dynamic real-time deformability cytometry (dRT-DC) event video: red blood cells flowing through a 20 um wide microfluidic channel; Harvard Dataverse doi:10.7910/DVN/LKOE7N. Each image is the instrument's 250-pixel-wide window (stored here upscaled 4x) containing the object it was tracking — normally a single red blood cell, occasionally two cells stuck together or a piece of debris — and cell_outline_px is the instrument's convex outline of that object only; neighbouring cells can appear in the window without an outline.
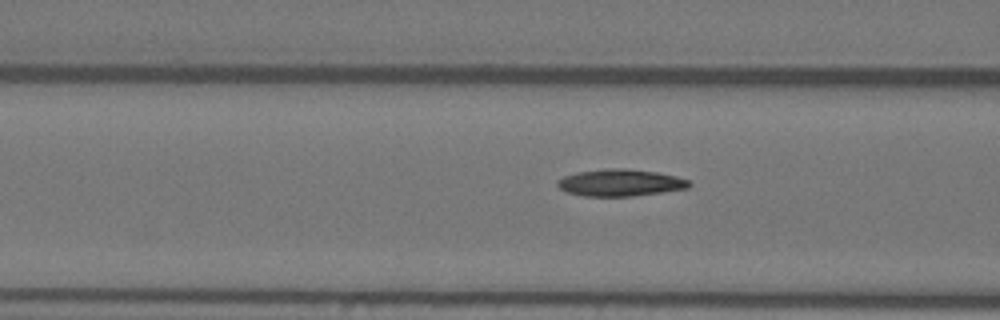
{"species": "Egyptian fruit bat (a non-hibernating species)", "species_latin": "Rousettus aegyptiacus", "temperature_condition": "warm", "stored_images_in_passage": 41, "camera_frame_rate_fps": 3000, "um_per_image_px": 0.085, "animal": {"sex": "female"}, "frame": {"image": 1, "passage_image": 10, "time_ms": 3.0, "image_size_px": [1000, 320], "cell_outline_px": [[692, 184], [688, 188], [632, 196], [584, 196], [568, 192], [560, 188], [556, 184], [556, 180], [564, 176], [576, 172], [604, 168], [624, 168], [656, 172], [676, 176], [688, 180]], "centroid_in_image_um": [52.69, 15.52], "position_along_channel_um": 113.9, "area_um2": 20.63}}
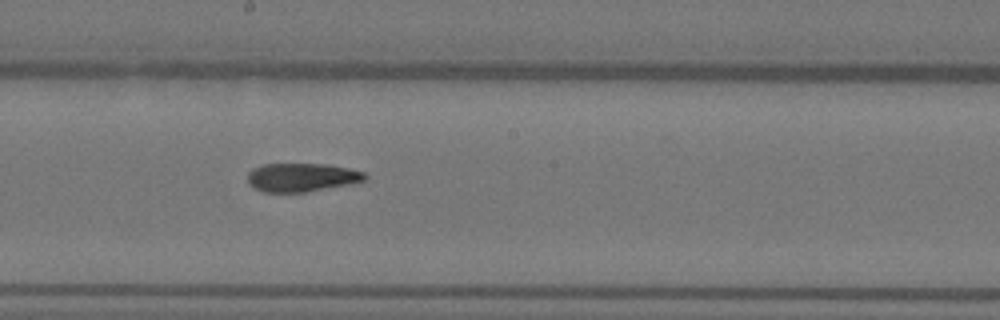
{"frame": {"image": 2, "passage_image": 19, "time_ms": 6.0, "image_size_px": [1000, 320], "cell_outline_px": [[368, 176], [364, 180], [352, 184], [304, 192], [264, 192], [248, 184], [248, 172], [252, 168], [264, 164], [328, 164], [348, 168], [364, 172]], "centroid_in_image_um": [25.65, 15.07], "position_along_channel_um": 222.6, "area_um2": 19.54}}
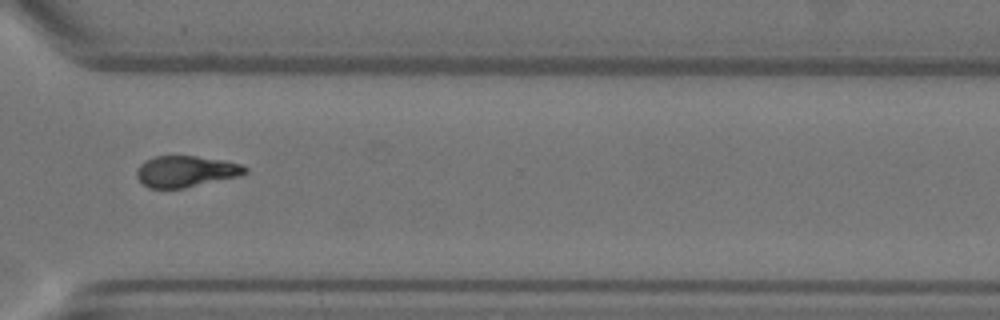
{"frame": {"image": 3, "passage_image": 30, "time_ms": 9.667, "image_size_px": [1000, 320], "cell_outline_px": [[248, 172], [240, 176], [184, 188], [148, 188], [136, 176], [136, 168], [144, 160], [152, 156], [196, 156], [224, 160], [244, 164], [248, 168]], "centroid_in_image_um": [15.81, 14.56], "position_along_channel_um": 354.8, "area_um2": 20.0}, "authors_computed_cell_mechanics": {"area_um2": 19.9988, "velocity_mm_per_s": 3.6196, "shape_relaxation_time_tau1_ms": 7.6569, "shape_relaxation_time_tau2_ms": 4.7695, "deformation_change_tau1": 0.2335, "deformation_change_tau2": 0.1321}}